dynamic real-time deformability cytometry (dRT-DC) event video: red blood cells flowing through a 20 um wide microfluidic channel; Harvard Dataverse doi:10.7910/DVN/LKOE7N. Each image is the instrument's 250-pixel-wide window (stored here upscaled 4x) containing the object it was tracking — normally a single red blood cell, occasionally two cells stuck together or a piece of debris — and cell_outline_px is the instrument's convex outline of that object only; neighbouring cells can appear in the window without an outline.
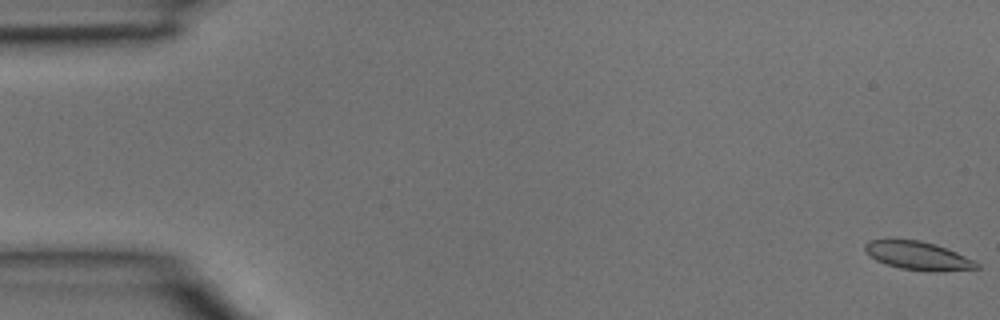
{"species": "common noctule bat (a hibernating species)", "species_latin": "Nyctalus noctula", "temperature_condition": "room temperature", "stored_images_in_passage": 40, "camera_frame_rate_fps": 3000, "um_per_image_px": 0.085, "animal": {"sex": "male", "body_mass_g": 15.6}, "frame": {"image": 1, "passage_image": 1, "time_ms": 0.0, "image_size_px": [1000, 320], "cell_outline_px": [[980, 268], [936, 272], [932, 272], [900, 268], [876, 260], [864, 252], [864, 244], [868, 240], [888, 236], [892, 236], [920, 240], [936, 244], [976, 260], [980, 264]], "centroid_in_image_um": [77.97, 21.68], "position_along_channel_um": 7.0, "area_um2": 19.36}}
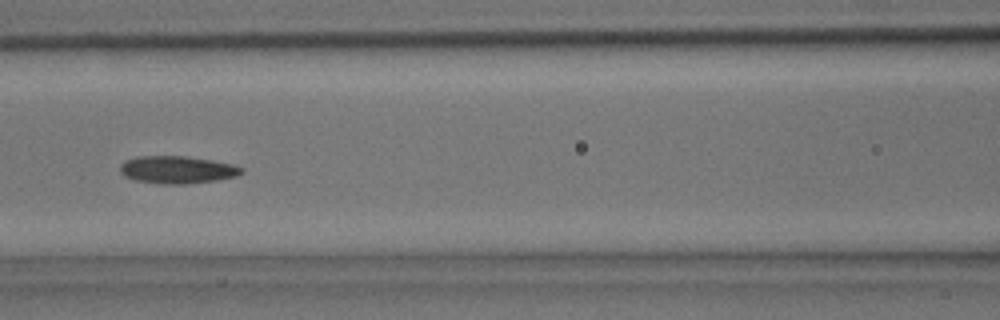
{"frame": {"image": 2, "passage_image": 18, "time_ms": 5.667, "image_size_px": [1000, 320], "cell_outline_px": [[244, 172], [236, 176], [216, 180], [184, 184], [160, 184], [136, 180], [124, 176], [120, 172], [120, 164], [124, 160], [136, 156], [184, 156], [232, 164], [244, 168]], "centroid_in_image_um": [15.02, 14.43], "position_along_channel_um": 151.6, "area_um2": 19.42}}
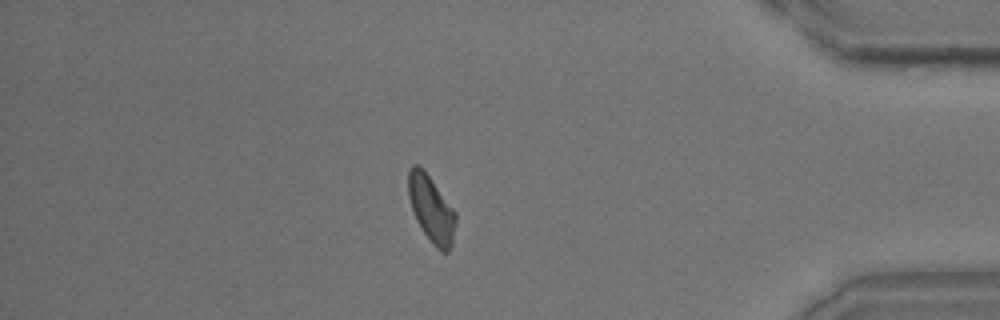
{"frame": {"image": 3, "passage_image": 35, "time_ms": 11.333, "image_size_px": [1000, 320], "cell_outline_px": [[456, 224], [452, 244], [448, 252], [440, 252], [432, 244], [416, 220], [408, 196], [408, 172], [412, 164], [420, 164], [456, 212]], "centroid_in_image_um": [36.66, 17.76], "position_along_channel_um": 398.5, "area_um2": 18.44}}